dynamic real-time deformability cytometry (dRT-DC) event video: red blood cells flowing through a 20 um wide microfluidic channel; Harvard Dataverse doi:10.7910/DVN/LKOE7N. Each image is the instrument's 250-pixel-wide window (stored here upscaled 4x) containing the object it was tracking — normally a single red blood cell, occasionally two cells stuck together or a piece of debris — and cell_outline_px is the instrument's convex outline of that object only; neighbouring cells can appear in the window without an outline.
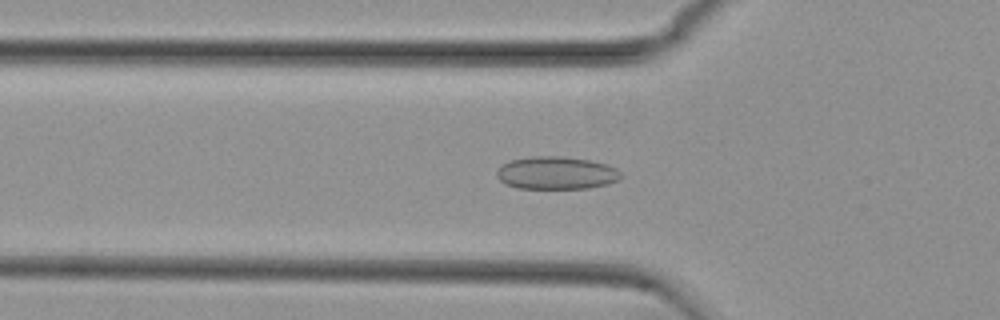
{"species": "common noctule bat (a hibernating species)", "species_latin": "Nyctalus noctula", "temperature_condition": "cold", "stored_images_in_passage": 53, "camera_frame_rate_fps": 3000, "um_per_image_px": 0.085, "animal": {"sex": "female", "body_mass_g": 29.2, "forearm_length_mm": 56.3}, "frame": {"image": 1, "passage_image": 17, "time_ms": 5.333, "image_size_px": [1000, 320], "cell_outline_px": [[624, 176], [620, 180], [608, 184], [588, 188], [516, 188], [500, 180], [496, 176], [496, 172], [504, 164], [512, 160], [532, 156], [560, 156], [588, 160], [608, 164], [616, 168]], "centroid_in_image_um": [47.35, 14.7], "position_along_channel_um": 78.5, "area_um2": 23.64}}
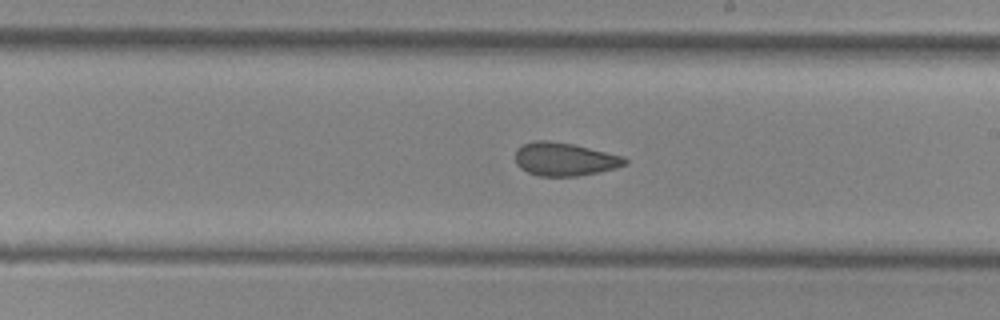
{"frame": {"image": 2, "passage_image": 30, "time_ms": 9.667, "image_size_px": [1000, 320], "cell_outline_px": [[628, 164], [616, 168], [600, 172], [576, 176], [540, 176], [528, 172], [520, 168], [516, 164], [516, 148], [520, 144], [536, 140], [548, 140], [572, 144], [624, 156], [628, 160]], "centroid_in_image_um": [47.99, 13.53], "position_along_channel_um": 241.0, "area_um2": 21.39}}
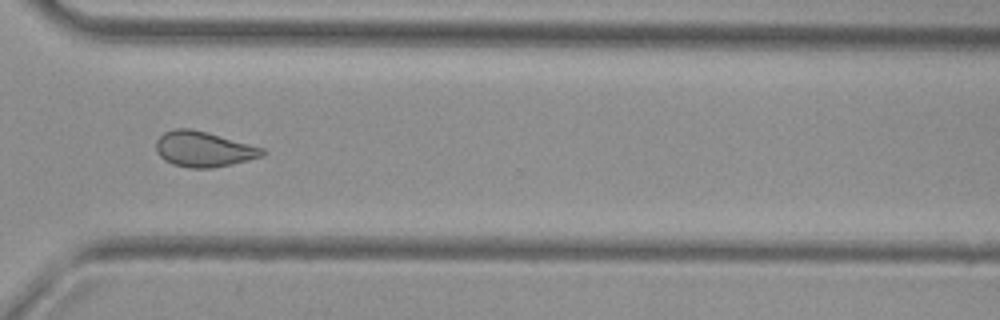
{"frame": {"image": 3, "passage_image": 39, "time_ms": 12.667, "image_size_px": [1000, 320], "cell_outline_px": [[268, 152], [264, 156], [232, 164], [212, 168], [188, 168], [172, 164], [164, 160], [156, 152], [156, 140], [164, 132], [176, 128], [188, 128], [204, 132], [264, 148]], "centroid_in_image_um": [17.3, 12.69], "position_along_channel_um": 353.3, "area_um2": 21.85}, "authors_computed_cell_mechanics": {"area_um2": 22.4842, "velocity_mm_per_s": 3.735, "shape_relaxation_time_tau1_ms": null, "shape_relaxation_time_tau2_ms": 2.3939, "deformation_change_tau1": null, "deformation_change_tau2": 0.0634}}